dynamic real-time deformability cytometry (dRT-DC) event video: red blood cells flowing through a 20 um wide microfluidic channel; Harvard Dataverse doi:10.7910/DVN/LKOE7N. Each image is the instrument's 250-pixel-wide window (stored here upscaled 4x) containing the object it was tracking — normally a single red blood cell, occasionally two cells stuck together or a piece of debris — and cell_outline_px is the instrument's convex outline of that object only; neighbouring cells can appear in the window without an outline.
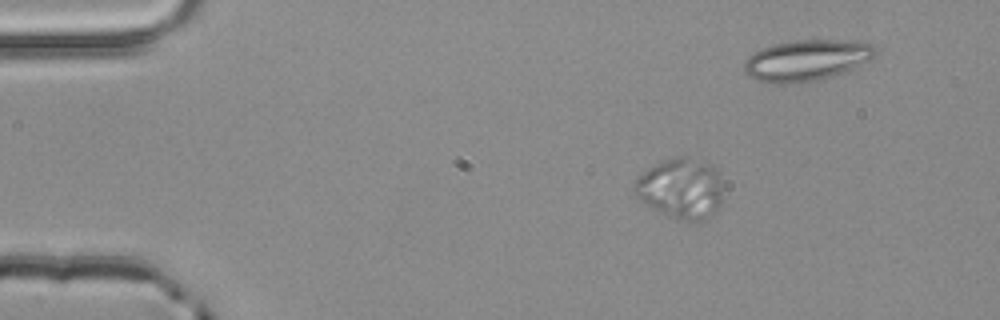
{"species": "common noctule bat (a hibernating species)", "species_latin": "Nyctalus noctula", "temperature_condition": "room temperature", "stored_images_in_passage": 4, "camera_frame_rate_fps": 3000, "um_per_image_px": 0.085, "animal": {"sex": "male", "body_mass_g": 20.4}, "frame": {"image": 1, "passage_image": 1, "time_ms": 0.0, "image_size_px": [1000, 320], "cell_outline_px": [[724, 188], [720, 204], [716, 212], [712, 216], [700, 220], [676, 220], [652, 208], [640, 200], [636, 196], [632, 188], [632, 184], [652, 164], [676, 156], [688, 156], [708, 164], [716, 168], [720, 172]], "centroid_in_image_um": [57.9, 16.01], "position_along_channel_um": 27.1, "area_um2": 31.73}}
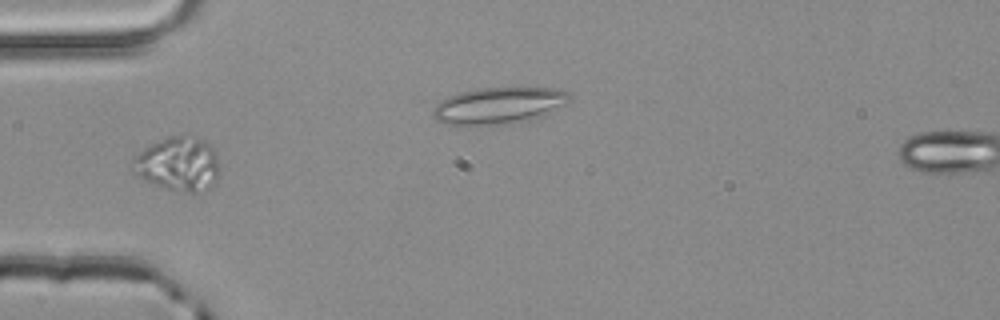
{"frame": {"image": 2, "passage_image": 3, "time_ms": 0.667, "image_size_px": [1000, 320], "cell_outline_px": [[220, 172], [216, 184], [208, 188], [196, 192], [184, 192], [168, 188], [144, 180], [136, 176], [132, 168], [132, 160], [144, 148], [152, 144], [172, 136], [184, 132], [204, 140], [212, 144], [216, 148], [220, 168]], "centroid_in_image_um": [15.22, 13.91], "position_along_channel_um": 69.8, "area_um2": 27.86}}